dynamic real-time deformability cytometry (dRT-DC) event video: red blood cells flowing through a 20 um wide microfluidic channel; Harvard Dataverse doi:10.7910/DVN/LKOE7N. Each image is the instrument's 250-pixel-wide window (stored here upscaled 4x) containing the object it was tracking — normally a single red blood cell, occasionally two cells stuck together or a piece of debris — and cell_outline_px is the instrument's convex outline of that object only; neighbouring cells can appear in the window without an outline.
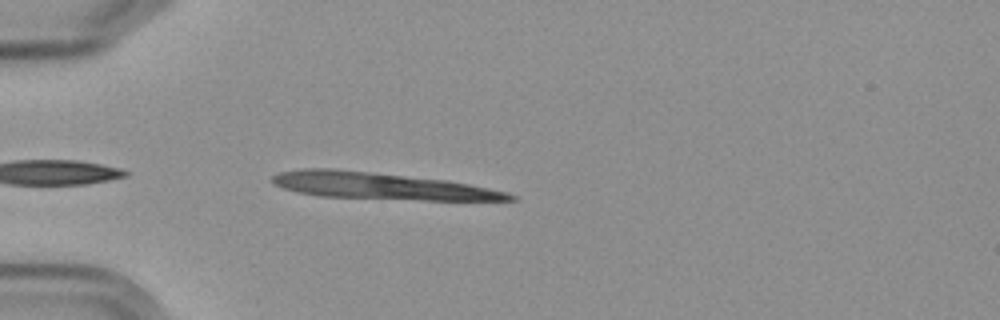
{"species": "Egyptian fruit bat (a non-hibernating species)", "species_latin": "Rousettus aegyptiacus", "temperature_condition": "cold", "stored_images_in_passage": 3, "segment_of_instrument_passage": [1, 2], "camera_frame_rate_fps": 3000, "um_per_image_px": 0.085, "frame": {"image": 1, "passage_image": 2, "time_ms": 1.0, "image_size_px": [1000, 320], "cell_outline_px": [[516, 200], [424, 200], [320, 196], [296, 192], [272, 184], [272, 176], [280, 172], [304, 168], [336, 168], [448, 180], [508, 192], [516, 196]], "centroid_in_image_um": [32.38, 15.8], "position_along_channel_um": 52.6, "area_um2": 36.93}}